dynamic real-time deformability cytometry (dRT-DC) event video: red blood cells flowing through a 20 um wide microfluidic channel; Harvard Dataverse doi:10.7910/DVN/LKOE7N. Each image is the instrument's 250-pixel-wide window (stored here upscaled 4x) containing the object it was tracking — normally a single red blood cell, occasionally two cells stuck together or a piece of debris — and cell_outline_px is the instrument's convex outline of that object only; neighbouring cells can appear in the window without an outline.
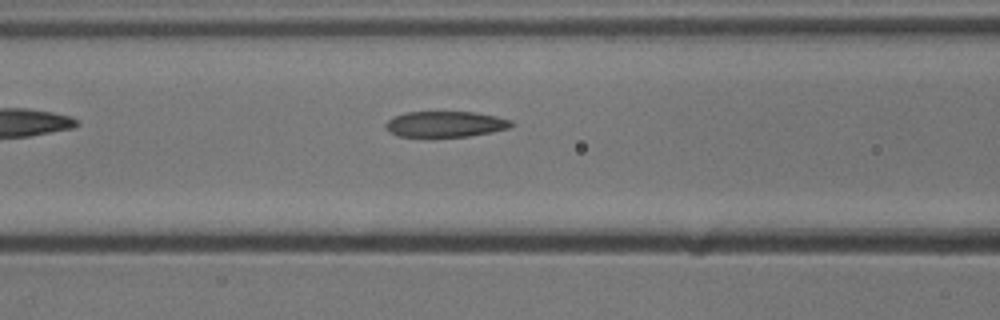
{"species": "common noctule bat (a hibernating species)", "species_latin": "Nyctalus noctula", "temperature_condition": "cold", "stored_images_in_passage": 7, "camera_frame_rate_fps": 3000, "um_per_image_px": 0.085, "animal": {"sex": "male", "body_mass_g": 13.3}, "frame": {"image": 1, "passage_image": 7, "time_ms": 2.0, "image_size_px": [1000, 320], "cell_outline_px": [[512, 124], [508, 128], [492, 132], [468, 136], [400, 136], [388, 132], [384, 128], [384, 124], [388, 120], [396, 116], [408, 112], [476, 112], [496, 116], [512, 120]], "centroid_in_image_um": [37.84, 10.54], "position_along_channel_um": 128.8, "area_um2": 18.73}}